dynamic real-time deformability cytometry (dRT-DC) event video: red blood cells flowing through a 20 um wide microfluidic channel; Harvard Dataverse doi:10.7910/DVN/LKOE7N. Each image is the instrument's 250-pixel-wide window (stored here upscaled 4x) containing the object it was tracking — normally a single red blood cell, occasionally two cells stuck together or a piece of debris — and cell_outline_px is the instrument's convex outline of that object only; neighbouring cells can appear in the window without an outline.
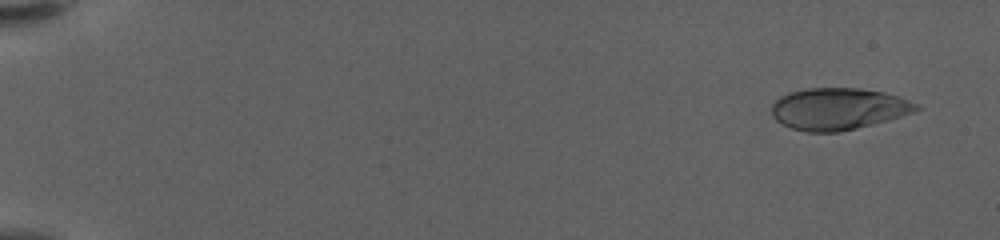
{"species": "human", "species_latin": "Homo sapiens", "temperature_condition": "warm", "stored_images_in_passage": 59, "camera_frame_rate_fps": 3000, "um_per_image_px": 0.085, "donor": {"sex": "female"}, "frame": {"image": 1, "passage_image": 4, "time_ms": 1.0, "image_size_px": [1000, 240], "cell_outline_px": [[920, 108], [912, 112], [888, 120], [840, 132], [808, 132], [792, 128], [776, 120], [772, 116], [772, 104], [780, 96], [788, 92], [808, 88], [860, 88], [884, 92], [908, 100], [916, 104]], "centroid_in_image_um": [71.22, 9.25], "position_along_channel_um": 13.8, "area_um2": 34.97}}
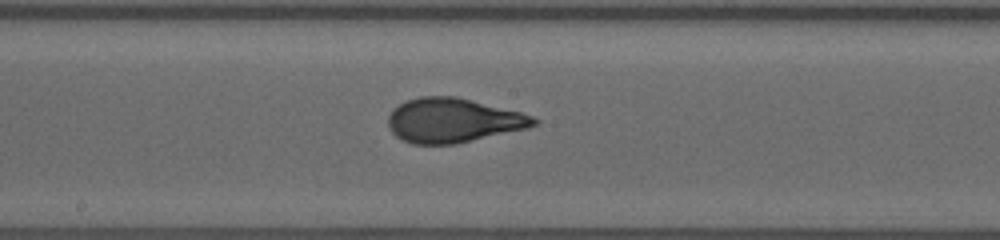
{"frame": {"image": 2, "passage_image": 34, "time_ms": 11.0, "image_size_px": [1000, 240], "cell_outline_px": [[540, 120], [536, 124], [528, 128], [456, 144], [412, 144], [396, 136], [392, 132], [388, 124], [388, 116], [392, 108], [408, 100], [420, 96], [456, 96], [520, 112], [532, 116]], "centroid_in_image_um": [38.5, 10.23], "position_along_channel_um": 209.7, "area_um2": 37.57}}
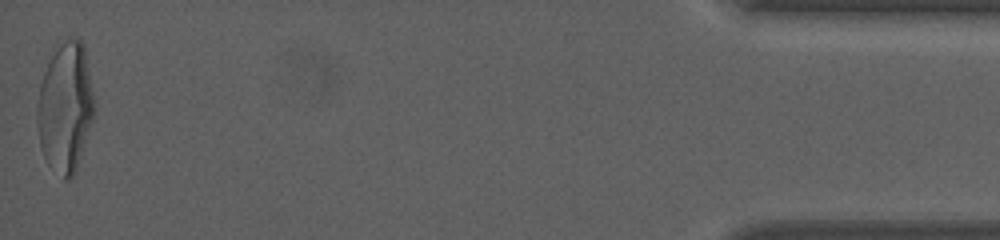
{"frame": {"image": 3, "passage_image": 59, "time_ms": 19.333, "image_size_px": [1000, 240], "cell_outline_px": [[96, 108], [76, 168], [72, 176], [68, 180], [64, 180], [44, 156], [40, 144], [36, 124], [36, 108], [40, 84], [44, 72], [52, 56], [60, 44], [68, 36], [80, 40], [84, 44], [96, 100]], "centroid_in_image_um": [5.57, 9.07], "position_along_channel_um": 429.6, "area_um2": 43.06}, "authors_computed_cell_mechanics": {"area_um2": 36.6452, "velocity_mm_per_s": 3.615, "shape_relaxation_time_tau1_ms": 5.4512, "shape_relaxation_time_tau2_ms": null, "deformation_change_tau1": 0.2471, "deformation_change_tau2": null}}